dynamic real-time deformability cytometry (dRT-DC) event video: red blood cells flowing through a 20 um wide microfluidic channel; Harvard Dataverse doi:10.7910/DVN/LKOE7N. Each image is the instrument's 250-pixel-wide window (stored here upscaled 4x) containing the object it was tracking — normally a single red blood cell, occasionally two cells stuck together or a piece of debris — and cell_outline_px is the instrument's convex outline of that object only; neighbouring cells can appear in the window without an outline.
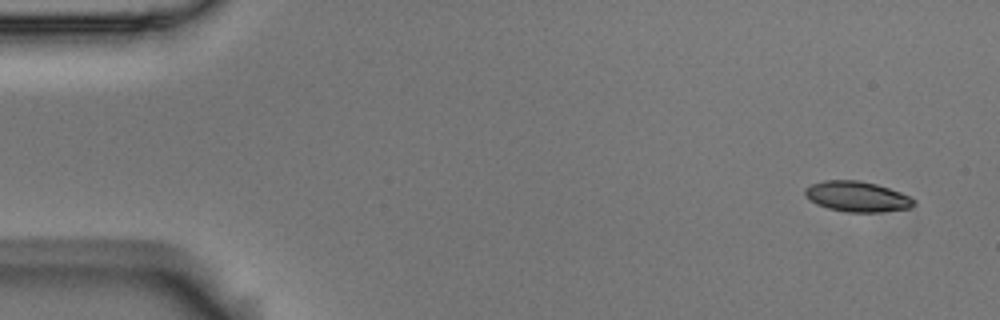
{"species": "Egyptian fruit bat (a non-hibernating species)", "species_latin": "Rousettus aegyptiacus", "temperature_condition": "room temperature", "stored_images_in_passage": 5, "camera_frame_rate_fps": 3000, "um_per_image_px": 0.085, "animal": {"sex": "male"}, "frame": {"image": 1, "passage_image": 1, "time_ms": 0.0, "image_size_px": [1000, 320], "cell_outline_px": [[916, 204], [908, 208], [880, 212], [848, 212], [828, 208], [816, 204], [804, 196], [804, 188], [812, 184], [824, 180], [860, 180], [876, 184], [900, 192], [916, 200]], "centroid_in_image_um": [72.83, 16.7], "position_along_channel_um": 12.2, "area_um2": 19.31}}
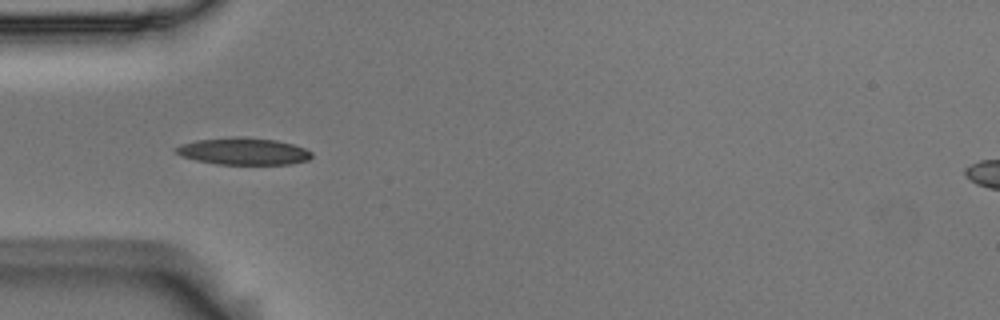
{"frame": {"image": 2, "passage_image": 5, "time_ms": 1.333, "image_size_px": [1000, 320], "cell_outline_px": [[312, 156], [308, 160], [292, 164], [216, 164], [196, 160], [184, 156], [176, 152], [172, 148], [180, 144], [196, 140], [232, 136], [244, 136], [276, 140], [292, 144], [304, 148], [312, 152]], "centroid_in_image_um": [20.68, 12.84], "position_along_channel_um": 64.3, "area_um2": 21.5}}